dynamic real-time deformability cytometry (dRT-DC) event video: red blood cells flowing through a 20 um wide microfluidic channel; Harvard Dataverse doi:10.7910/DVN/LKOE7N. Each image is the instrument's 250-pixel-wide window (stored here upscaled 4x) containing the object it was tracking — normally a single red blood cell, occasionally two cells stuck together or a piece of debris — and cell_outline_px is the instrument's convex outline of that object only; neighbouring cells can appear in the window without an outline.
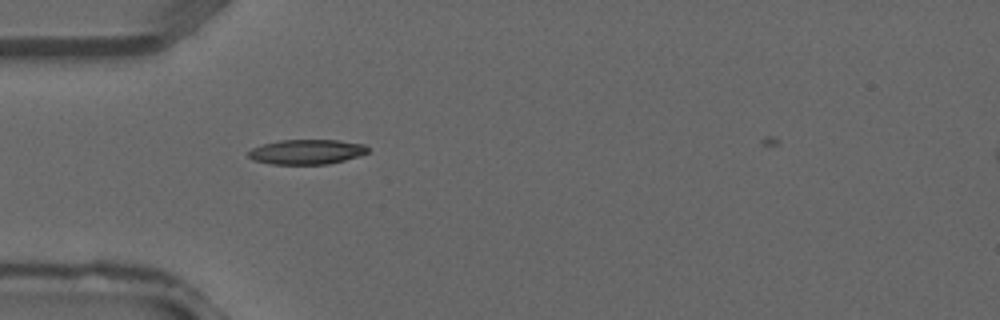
{"species": "common noctule bat (a hibernating species)", "species_latin": "Nyctalus noctula", "temperature_condition": "warm", "stored_images_in_passage": 32, "camera_frame_rate_fps": 3000, "um_per_image_px": 0.085, "animal": {"sex": "male", "forearm_length_mm": 52.5}, "frame": {"image": 1, "passage_image": 6, "time_ms": 1.667, "image_size_px": [1000, 320], "cell_outline_px": [[368, 152], [344, 160], [328, 164], [272, 164], [252, 160], [248, 156], [248, 152], [252, 148], [264, 144], [280, 140], [336, 140], [364, 144], [368, 148]], "centroid_in_image_um": [26.04, 12.91], "position_along_channel_um": 59.0, "area_um2": 17.11}}
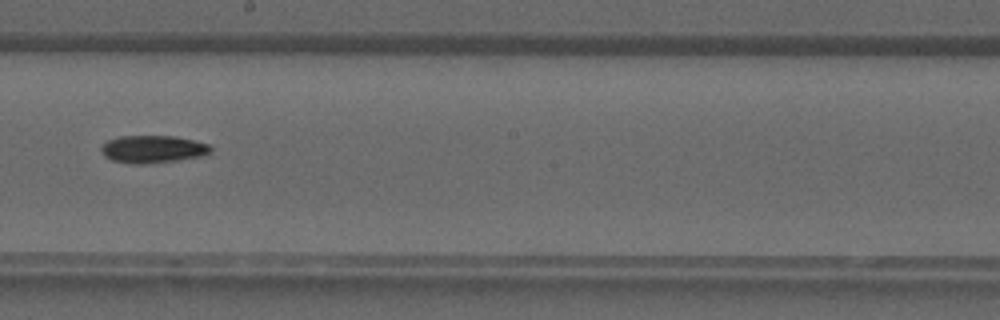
{"frame": {"image": 2, "passage_image": 16, "time_ms": 5.0, "image_size_px": [1000, 320], "cell_outline_px": [[212, 152], [204, 156], [176, 160], [140, 164], [132, 164], [112, 160], [104, 156], [100, 148], [108, 140], [120, 136], [172, 136], [192, 140], [208, 144], [212, 148]], "centroid_in_image_um": [13.0, 12.68], "position_along_channel_um": 235.2, "area_um2": 17.46}}
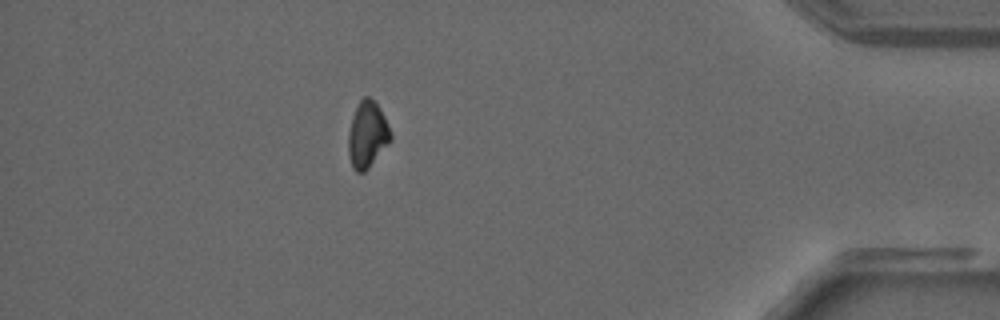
{"frame": {"image": 3, "passage_image": 28, "time_ms": 9.0, "image_size_px": [1000, 320], "cell_outline_px": [[392, 140], [368, 168], [364, 172], [356, 172], [352, 168], [348, 152], [348, 132], [352, 116], [360, 100], [364, 96], [368, 96], [380, 108], [392, 132]], "centroid_in_image_um": [31.22, 11.46], "position_along_channel_um": 404.0, "area_um2": 16.42}}